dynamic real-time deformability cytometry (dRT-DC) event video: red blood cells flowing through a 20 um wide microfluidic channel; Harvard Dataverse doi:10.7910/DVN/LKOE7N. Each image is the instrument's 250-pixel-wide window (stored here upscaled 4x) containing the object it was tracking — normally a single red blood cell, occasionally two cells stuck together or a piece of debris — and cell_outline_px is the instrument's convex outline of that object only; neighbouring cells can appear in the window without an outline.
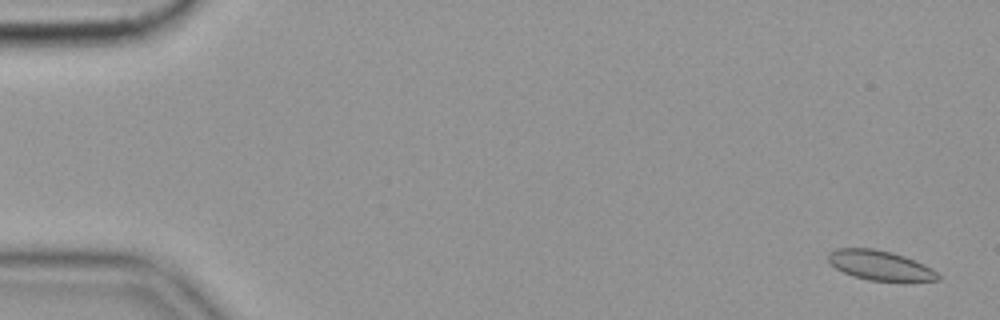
{"species": "common noctule bat (a hibernating species)", "species_latin": "Nyctalus noctula", "temperature_condition": "cold", "stored_images_in_passage": 58, "camera_frame_rate_fps": 3000, "um_per_image_px": 0.085, "animal": {"sex": "female", "body_mass_g": 19.9}, "frame": {"image": 1, "passage_image": 3, "time_ms": 0.667, "image_size_px": [1000, 320], "cell_outline_px": [[940, 280], [868, 280], [852, 276], [836, 268], [828, 260], [828, 252], [836, 248], [872, 248], [892, 252], [916, 260], [932, 268], [940, 276]], "centroid_in_image_um": [74.78, 22.53], "position_along_channel_um": 10.2, "area_um2": 18.79}}
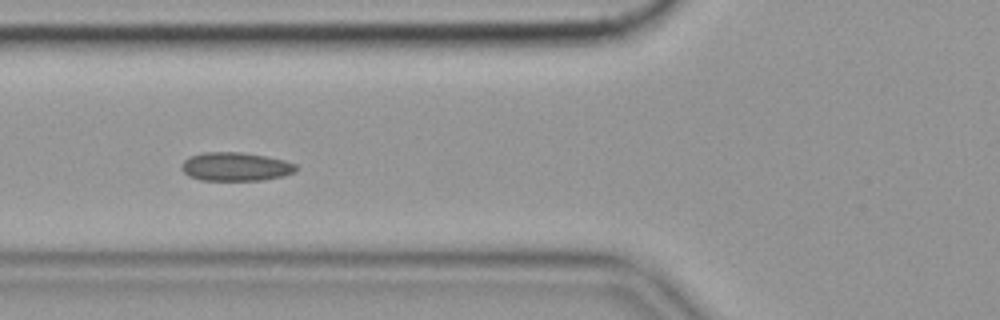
{"frame": {"image": 2, "passage_image": 23, "time_ms": 7.333, "image_size_px": [1000, 320], "cell_outline_px": [[300, 168], [296, 172], [284, 176], [264, 180], [200, 180], [188, 176], [180, 168], [180, 164], [188, 156], [204, 152], [240, 152], [264, 156], [284, 160], [296, 164]], "centroid_in_image_um": [20.02, 14.17], "position_along_channel_um": 105.8, "area_um2": 19.36}}
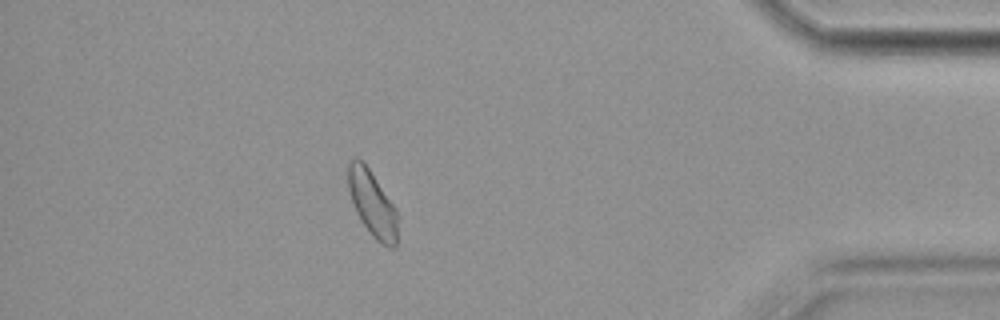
{"frame": {"image": 3, "passage_image": 52, "time_ms": 17.0, "image_size_px": [1000, 320], "cell_outline_px": [[396, 248], [388, 248], [380, 244], [368, 232], [360, 220], [356, 212], [348, 188], [348, 164], [356, 156], [368, 168], [396, 208]], "centroid_in_image_um": [31.64, 17.36], "position_along_channel_um": 403.6, "area_um2": 18.73}, "authors_computed_cell_mechanics": {"area_um2": 19.1318, "velocity_mm_per_s": 3.5053, "shape_relaxation_time_tau1_ms": null, "shape_relaxation_time_tau2_ms": 1.8011, "deformation_change_tau1": null, "deformation_change_tau2": 0.0572}}